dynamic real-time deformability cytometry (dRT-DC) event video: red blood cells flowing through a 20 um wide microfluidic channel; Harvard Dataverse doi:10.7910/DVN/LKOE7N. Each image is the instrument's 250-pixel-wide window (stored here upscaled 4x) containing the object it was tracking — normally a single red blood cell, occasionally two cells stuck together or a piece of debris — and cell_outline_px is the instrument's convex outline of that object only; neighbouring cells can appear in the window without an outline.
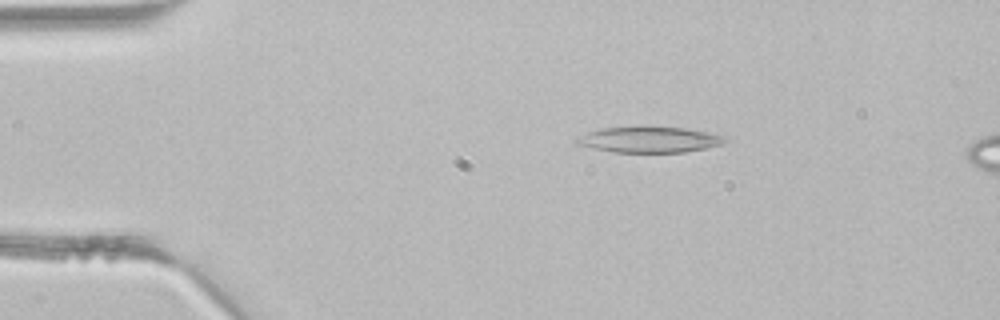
{"species": "common noctule bat (a hibernating species)", "species_latin": "Nyctalus noctula", "temperature_condition": "room temperature", "stored_images_in_passage": 11, "camera_frame_rate_fps": 3000, "um_per_image_px": 0.085, "animal": {"sex": "male", "body_mass_g": 21.5, "forearm_length_mm": 52.0}, "frame": {"image": 1, "passage_image": 7, "time_ms": 2.0, "image_size_px": [1000, 320], "cell_outline_px": [[728, 140], [724, 144], [684, 152], [616, 152], [592, 148], [576, 144], [572, 140], [588, 132], [600, 128], [640, 124], [644, 124], [688, 128], [728, 136]], "centroid_in_image_um": [55.2, 11.82], "position_along_channel_um": 29.8, "area_um2": 23.35}}